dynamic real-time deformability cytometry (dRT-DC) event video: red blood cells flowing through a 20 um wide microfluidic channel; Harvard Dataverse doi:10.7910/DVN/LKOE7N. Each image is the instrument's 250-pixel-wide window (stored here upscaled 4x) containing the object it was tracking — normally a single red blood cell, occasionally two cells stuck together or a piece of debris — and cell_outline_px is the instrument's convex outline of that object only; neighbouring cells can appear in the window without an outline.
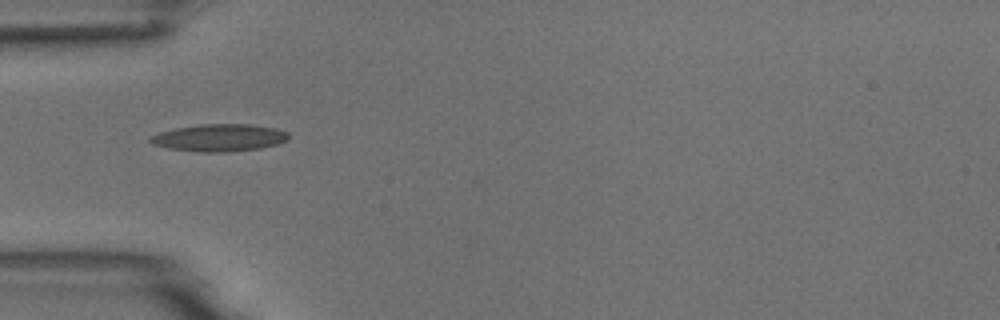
{"species": "common noctule bat (a hibernating species)", "species_latin": "Nyctalus noctula", "temperature_condition": "room temperature", "stored_images_in_passage": 38, "camera_frame_rate_fps": 3000, "um_per_image_px": 0.085, "animal": {"sex": "male", "body_mass_g": 18.8}, "frame": {"image": 1, "passage_image": 1, "time_ms": 0.0, "image_size_px": [1000, 320], "cell_outline_px": [[288, 140], [276, 144], [260, 148], [228, 152], [200, 152], [168, 148], [152, 144], [148, 140], [148, 136], [160, 132], [176, 128], [200, 124], [248, 124], [276, 128], [288, 132]], "centroid_in_image_um": [18.62, 11.7], "position_along_channel_um": 66.4, "area_um2": 22.02}}
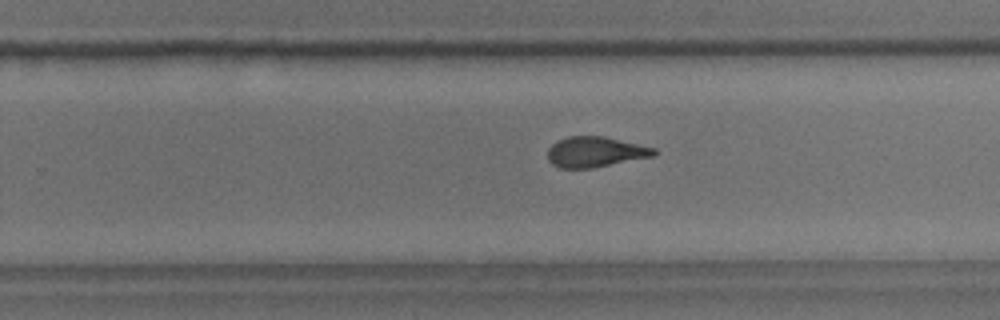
{"frame": {"image": 2, "passage_image": 18, "time_ms": 5.667, "image_size_px": [1000, 320], "cell_outline_px": [[656, 156], [592, 168], [560, 168], [552, 164], [548, 160], [548, 148], [556, 140], [568, 136], [604, 136], [656, 148]], "centroid_in_image_um": [50.6, 12.91], "position_along_channel_um": 279.2, "area_um2": 19.02}}
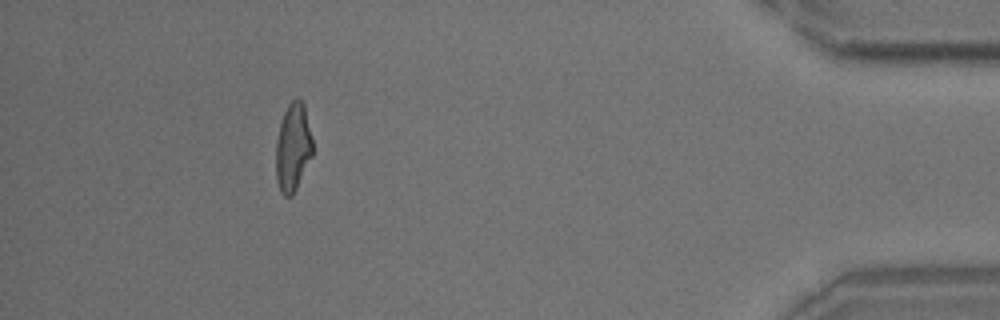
{"frame": {"image": 3, "passage_image": 33, "time_ms": 10.667, "image_size_px": [1000, 320], "cell_outline_px": [[312, 156], [292, 196], [284, 196], [280, 192], [276, 180], [276, 140], [280, 124], [284, 112], [288, 104], [296, 96], [304, 104], [312, 140]], "centroid_in_image_um": [24.88, 12.53], "position_along_channel_um": 410.3, "area_um2": 18.79}, "authors_computed_cell_mechanics": {"area_um2": 19.3052, "velocity_mm_per_s": 3.7465, "shape_relaxation_time_tau1_ms": 5.8173, "shape_relaxation_time_tau2_ms": 2.0711, "deformation_change_tau1": 0.1963, "deformation_change_tau2": 0.1106}}